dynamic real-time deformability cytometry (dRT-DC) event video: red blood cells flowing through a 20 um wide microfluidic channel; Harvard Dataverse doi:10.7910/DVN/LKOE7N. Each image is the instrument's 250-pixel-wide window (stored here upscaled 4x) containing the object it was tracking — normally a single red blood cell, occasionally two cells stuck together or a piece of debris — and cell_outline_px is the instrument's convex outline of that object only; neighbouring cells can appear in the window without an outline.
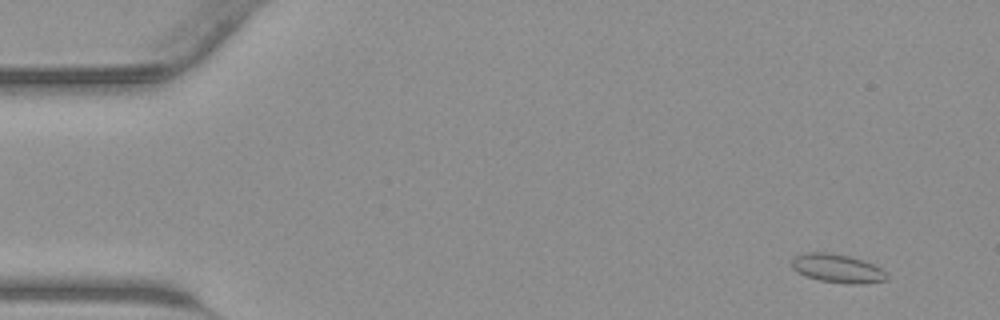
{"species": "common noctule bat (a hibernating species)", "species_latin": "Nyctalus noctula", "temperature_condition": "warm", "stored_images_in_passage": 44, "camera_frame_rate_fps": 3000, "um_per_image_px": 0.085, "animal": {"sex": "male", "body_mass_g": 23.1, "forearm_length_mm": 52.7}, "frame": {"image": 1, "passage_image": 4, "time_ms": 1.0, "image_size_px": [1000, 320], "cell_outline_px": [[888, 276], [884, 280], [856, 284], [852, 284], [820, 280], [808, 276], [792, 268], [792, 260], [796, 256], [808, 252], [828, 252], [848, 256], [864, 260], [888, 272]], "centroid_in_image_um": [71.2, 22.8], "position_along_channel_um": 13.8, "area_um2": 15.49}}
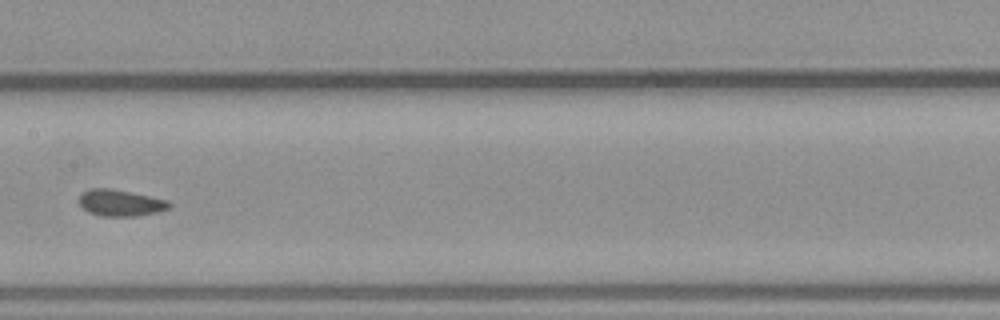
{"frame": {"image": 2, "passage_image": 23, "time_ms": 7.333, "image_size_px": [1000, 320], "cell_outline_px": [[172, 208], [156, 212], [136, 216], [100, 216], [88, 212], [80, 204], [80, 192], [88, 188], [112, 188], [168, 200], [172, 204]], "centroid_in_image_um": [10.24, 17.23], "position_along_channel_um": 197.2, "area_um2": 14.05}}
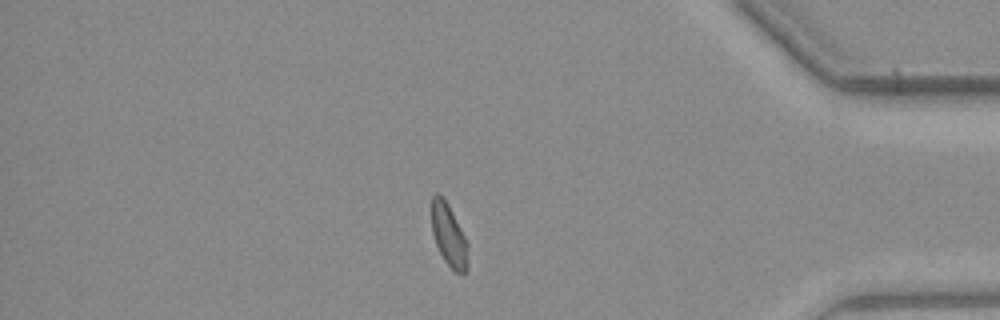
{"frame": {"image": 3, "passage_image": 38, "time_ms": 12.333, "image_size_px": [1000, 320], "cell_outline_px": [[468, 268], [464, 276], [460, 276], [444, 260], [436, 244], [432, 232], [432, 196], [436, 192], [440, 192], [444, 196], [468, 244]], "centroid_in_image_um": [38.16, 20.01], "position_along_channel_um": 397.0, "area_um2": 13.35}}